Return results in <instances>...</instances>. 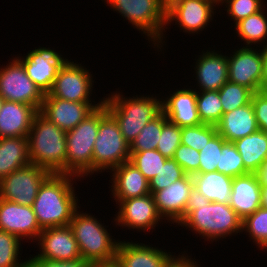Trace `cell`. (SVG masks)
<instances>
[{"label": "cell", "instance_id": "obj_26", "mask_svg": "<svg viewBox=\"0 0 267 267\" xmlns=\"http://www.w3.org/2000/svg\"><path fill=\"white\" fill-rule=\"evenodd\" d=\"M216 128L217 133L228 142H234L257 132L259 128L252 103L224 113Z\"/></svg>", "mask_w": 267, "mask_h": 267}, {"label": "cell", "instance_id": "obj_40", "mask_svg": "<svg viewBox=\"0 0 267 267\" xmlns=\"http://www.w3.org/2000/svg\"><path fill=\"white\" fill-rule=\"evenodd\" d=\"M181 144V127L169 121L163 113V127L159 142L158 150L164 157L173 158L175 150Z\"/></svg>", "mask_w": 267, "mask_h": 267}, {"label": "cell", "instance_id": "obj_17", "mask_svg": "<svg viewBox=\"0 0 267 267\" xmlns=\"http://www.w3.org/2000/svg\"><path fill=\"white\" fill-rule=\"evenodd\" d=\"M217 3L218 0H178L167 9V26L175 20L184 32H200L213 19Z\"/></svg>", "mask_w": 267, "mask_h": 267}, {"label": "cell", "instance_id": "obj_22", "mask_svg": "<svg viewBox=\"0 0 267 267\" xmlns=\"http://www.w3.org/2000/svg\"><path fill=\"white\" fill-rule=\"evenodd\" d=\"M162 101V112L166 118L179 127L202 124L196 105V91L180 89Z\"/></svg>", "mask_w": 267, "mask_h": 267}, {"label": "cell", "instance_id": "obj_20", "mask_svg": "<svg viewBox=\"0 0 267 267\" xmlns=\"http://www.w3.org/2000/svg\"><path fill=\"white\" fill-rule=\"evenodd\" d=\"M176 257L149 245L120 241L116 260L122 267H168Z\"/></svg>", "mask_w": 267, "mask_h": 267}, {"label": "cell", "instance_id": "obj_18", "mask_svg": "<svg viewBox=\"0 0 267 267\" xmlns=\"http://www.w3.org/2000/svg\"><path fill=\"white\" fill-rule=\"evenodd\" d=\"M118 203L119 211L115 221L119 226L147 231L154 229L156 224H159L158 221L163 219L157 211L151 193Z\"/></svg>", "mask_w": 267, "mask_h": 267}, {"label": "cell", "instance_id": "obj_1", "mask_svg": "<svg viewBox=\"0 0 267 267\" xmlns=\"http://www.w3.org/2000/svg\"><path fill=\"white\" fill-rule=\"evenodd\" d=\"M73 177L51 173L41 184L32 207L42 229L70 224L73 214L79 208Z\"/></svg>", "mask_w": 267, "mask_h": 267}, {"label": "cell", "instance_id": "obj_50", "mask_svg": "<svg viewBox=\"0 0 267 267\" xmlns=\"http://www.w3.org/2000/svg\"><path fill=\"white\" fill-rule=\"evenodd\" d=\"M95 267H122L117 260L109 261L104 264L97 265Z\"/></svg>", "mask_w": 267, "mask_h": 267}, {"label": "cell", "instance_id": "obj_37", "mask_svg": "<svg viewBox=\"0 0 267 267\" xmlns=\"http://www.w3.org/2000/svg\"><path fill=\"white\" fill-rule=\"evenodd\" d=\"M21 240L15 235L0 230V267H26L27 261L20 262ZM20 262V263H19Z\"/></svg>", "mask_w": 267, "mask_h": 267}, {"label": "cell", "instance_id": "obj_3", "mask_svg": "<svg viewBox=\"0 0 267 267\" xmlns=\"http://www.w3.org/2000/svg\"><path fill=\"white\" fill-rule=\"evenodd\" d=\"M30 163L66 174V132L38 112L28 133Z\"/></svg>", "mask_w": 267, "mask_h": 267}, {"label": "cell", "instance_id": "obj_27", "mask_svg": "<svg viewBox=\"0 0 267 267\" xmlns=\"http://www.w3.org/2000/svg\"><path fill=\"white\" fill-rule=\"evenodd\" d=\"M194 196L208 200L229 204L233 178L218 171L196 173L192 175Z\"/></svg>", "mask_w": 267, "mask_h": 267}, {"label": "cell", "instance_id": "obj_13", "mask_svg": "<svg viewBox=\"0 0 267 267\" xmlns=\"http://www.w3.org/2000/svg\"><path fill=\"white\" fill-rule=\"evenodd\" d=\"M56 51L39 47L28 55L17 58L24 66L27 76L35 83L43 94H48L59 70L69 61Z\"/></svg>", "mask_w": 267, "mask_h": 267}, {"label": "cell", "instance_id": "obj_4", "mask_svg": "<svg viewBox=\"0 0 267 267\" xmlns=\"http://www.w3.org/2000/svg\"><path fill=\"white\" fill-rule=\"evenodd\" d=\"M115 92L103 98L107 112L116 120L124 139L131 143L149 121L162 112V101L157 97H123Z\"/></svg>", "mask_w": 267, "mask_h": 267}, {"label": "cell", "instance_id": "obj_45", "mask_svg": "<svg viewBox=\"0 0 267 267\" xmlns=\"http://www.w3.org/2000/svg\"><path fill=\"white\" fill-rule=\"evenodd\" d=\"M26 267H93L83 259L71 261H49L43 259H29Z\"/></svg>", "mask_w": 267, "mask_h": 267}, {"label": "cell", "instance_id": "obj_11", "mask_svg": "<svg viewBox=\"0 0 267 267\" xmlns=\"http://www.w3.org/2000/svg\"><path fill=\"white\" fill-rule=\"evenodd\" d=\"M81 64L68 61L58 72L47 95L71 102L92 103V75Z\"/></svg>", "mask_w": 267, "mask_h": 267}, {"label": "cell", "instance_id": "obj_21", "mask_svg": "<svg viewBox=\"0 0 267 267\" xmlns=\"http://www.w3.org/2000/svg\"><path fill=\"white\" fill-rule=\"evenodd\" d=\"M112 173V195L116 202L141 197L150 193L149 181L130 161L114 168Z\"/></svg>", "mask_w": 267, "mask_h": 267}, {"label": "cell", "instance_id": "obj_41", "mask_svg": "<svg viewBox=\"0 0 267 267\" xmlns=\"http://www.w3.org/2000/svg\"><path fill=\"white\" fill-rule=\"evenodd\" d=\"M225 142L226 140L217 133L207 144L203 146V149L199 151V173L216 171V167L219 165L222 145Z\"/></svg>", "mask_w": 267, "mask_h": 267}, {"label": "cell", "instance_id": "obj_51", "mask_svg": "<svg viewBox=\"0 0 267 267\" xmlns=\"http://www.w3.org/2000/svg\"><path fill=\"white\" fill-rule=\"evenodd\" d=\"M178 0H160V3L167 9H169Z\"/></svg>", "mask_w": 267, "mask_h": 267}, {"label": "cell", "instance_id": "obj_14", "mask_svg": "<svg viewBox=\"0 0 267 267\" xmlns=\"http://www.w3.org/2000/svg\"><path fill=\"white\" fill-rule=\"evenodd\" d=\"M151 194L160 216L179 225L183 221L189 201L194 196L192 176L186 175L168 187Z\"/></svg>", "mask_w": 267, "mask_h": 267}, {"label": "cell", "instance_id": "obj_39", "mask_svg": "<svg viewBox=\"0 0 267 267\" xmlns=\"http://www.w3.org/2000/svg\"><path fill=\"white\" fill-rule=\"evenodd\" d=\"M186 175L184 169L173 158H168L159 173L149 180L150 193L164 189Z\"/></svg>", "mask_w": 267, "mask_h": 267}, {"label": "cell", "instance_id": "obj_30", "mask_svg": "<svg viewBox=\"0 0 267 267\" xmlns=\"http://www.w3.org/2000/svg\"><path fill=\"white\" fill-rule=\"evenodd\" d=\"M264 10L263 8L258 13L250 15L234 25L238 36L247 43L246 46L267 42V17L264 15ZM263 47H267V43Z\"/></svg>", "mask_w": 267, "mask_h": 267}, {"label": "cell", "instance_id": "obj_10", "mask_svg": "<svg viewBox=\"0 0 267 267\" xmlns=\"http://www.w3.org/2000/svg\"><path fill=\"white\" fill-rule=\"evenodd\" d=\"M6 67L0 68V96L4 100L41 109L44 94L27 76L23 64L16 58Z\"/></svg>", "mask_w": 267, "mask_h": 267}, {"label": "cell", "instance_id": "obj_23", "mask_svg": "<svg viewBox=\"0 0 267 267\" xmlns=\"http://www.w3.org/2000/svg\"><path fill=\"white\" fill-rule=\"evenodd\" d=\"M229 205L242 220L261 207V185L254 173L233 178Z\"/></svg>", "mask_w": 267, "mask_h": 267}, {"label": "cell", "instance_id": "obj_38", "mask_svg": "<svg viewBox=\"0 0 267 267\" xmlns=\"http://www.w3.org/2000/svg\"><path fill=\"white\" fill-rule=\"evenodd\" d=\"M216 134L217 128L213 125L181 127V144L200 151Z\"/></svg>", "mask_w": 267, "mask_h": 267}, {"label": "cell", "instance_id": "obj_28", "mask_svg": "<svg viewBox=\"0 0 267 267\" xmlns=\"http://www.w3.org/2000/svg\"><path fill=\"white\" fill-rule=\"evenodd\" d=\"M29 163L27 137L0 138V181Z\"/></svg>", "mask_w": 267, "mask_h": 267}, {"label": "cell", "instance_id": "obj_8", "mask_svg": "<svg viewBox=\"0 0 267 267\" xmlns=\"http://www.w3.org/2000/svg\"><path fill=\"white\" fill-rule=\"evenodd\" d=\"M129 22L143 31L157 47L162 43L167 25V10L160 0H105ZM153 39V40H152ZM160 43V44H159Z\"/></svg>", "mask_w": 267, "mask_h": 267}, {"label": "cell", "instance_id": "obj_42", "mask_svg": "<svg viewBox=\"0 0 267 267\" xmlns=\"http://www.w3.org/2000/svg\"><path fill=\"white\" fill-rule=\"evenodd\" d=\"M263 0H218V4L226 3L227 13L235 24L263 9ZM228 4V5H227ZM228 6V7H227Z\"/></svg>", "mask_w": 267, "mask_h": 267}, {"label": "cell", "instance_id": "obj_16", "mask_svg": "<svg viewBox=\"0 0 267 267\" xmlns=\"http://www.w3.org/2000/svg\"><path fill=\"white\" fill-rule=\"evenodd\" d=\"M103 103H79L50 97L44 94L40 113L65 132L74 129L81 121Z\"/></svg>", "mask_w": 267, "mask_h": 267}, {"label": "cell", "instance_id": "obj_43", "mask_svg": "<svg viewBox=\"0 0 267 267\" xmlns=\"http://www.w3.org/2000/svg\"><path fill=\"white\" fill-rule=\"evenodd\" d=\"M199 151L180 144L175 150L173 159L184 169L187 175L199 173Z\"/></svg>", "mask_w": 267, "mask_h": 267}, {"label": "cell", "instance_id": "obj_7", "mask_svg": "<svg viewBox=\"0 0 267 267\" xmlns=\"http://www.w3.org/2000/svg\"><path fill=\"white\" fill-rule=\"evenodd\" d=\"M130 153V143L124 139L116 120L106 110L100 116L94 142L93 174L108 169L112 171L122 163L130 161Z\"/></svg>", "mask_w": 267, "mask_h": 267}, {"label": "cell", "instance_id": "obj_49", "mask_svg": "<svg viewBox=\"0 0 267 267\" xmlns=\"http://www.w3.org/2000/svg\"><path fill=\"white\" fill-rule=\"evenodd\" d=\"M261 207L267 208V186H261Z\"/></svg>", "mask_w": 267, "mask_h": 267}, {"label": "cell", "instance_id": "obj_12", "mask_svg": "<svg viewBox=\"0 0 267 267\" xmlns=\"http://www.w3.org/2000/svg\"><path fill=\"white\" fill-rule=\"evenodd\" d=\"M259 51L244 46L228 56V81L246 86L254 93L262 91L264 47Z\"/></svg>", "mask_w": 267, "mask_h": 267}, {"label": "cell", "instance_id": "obj_44", "mask_svg": "<svg viewBox=\"0 0 267 267\" xmlns=\"http://www.w3.org/2000/svg\"><path fill=\"white\" fill-rule=\"evenodd\" d=\"M251 103L259 130L267 132V91L253 93Z\"/></svg>", "mask_w": 267, "mask_h": 267}, {"label": "cell", "instance_id": "obj_32", "mask_svg": "<svg viewBox=\"0 0 267 267\" xmlns=\"http://www.w3.org/2000/svg\"><path fill=\"white\" fill-rule=\"evenodd\" d=\"M223 114L251 102L253 91L246 86L227 81L219 90Z\"/></svg>", "mask_w": 267, "mask_h": 267}, {"label": "cell", "instance_id": "obj_9", "mask_svg": "<svg viewBox=\"0 0 267 267\" xmlns=\"http://www.w3.org/2000/svg\"><path fill=\"white\" fill-rule=\"evenodd\" d=\"M50 174L33 163L20 167L0 181V198L33 206L41 184Z\"/></svg>", "mask_w": 267, "mask_h": 267}, {"label": "cell", "instance_id": "obj_5", "mask_svg": "<svg viewBox=\"0 0 267 267\" xmlns=\"http://www.w3.org/2000/svg\"><path fill=\"white\" fill-rule=\"evenodd\" d=\"M79 212L78 209L75 211L69 226L82 259L93 267L116 260L119 241L112 239L105 226L94 216Z\"/></svg>", "mask_w": 267, "mask_h": 267}, {"label": "cell", "instance_id": "obj_15", "mask_svg": "<svg viewBox=\"0 0 267 267\" xmlns=\"http://www.w3.org/2000/svg\"><path fill=\"white\" fill-rule=\"evenodd\" d=\"M40 253L30 259L71 261L82 259L78 243L69 225L49 227L38 236ZM40 243V244H39Z\"/></svg>", "mask_w": 267, "mask_h": 267}, {"label": "cell", "instance_id": "obj_29", "mask_svg": "<svg viewBox=\"0 0 267 267\" xmlns=\"http://www.w3.org/2000/svg\"><path fill=\"white\" fill-rule=\"evenodd\" d=\"M233 143L241 155L244 168L248 173H254L267 158V133L264 131L258 130Z\"/></svg>", "mask_w": 267, "mask_h": 267}, {"label": "cell", "instance_id": "obj_25", "mask_svg": "<svg viewBox=\"0 0 267 267\" xmlns=\"http://www.w3.org/2000/svg\"><path fill=\"white\" fill-rule=\"evenodd\" d=\"M195 71L200 91L219 90L228 81V56L207 50L197 59Z\"/></svg>", "mask_w": 267, "mask_h": 267}, {"label": "cell", "instance_id": "obj_6", "mask_svg": "<svg viewBox=\"0 0 267 267\" xmlns=\"http://www.w3.org/2000/svg\"><path fill=\"white\" fill-rule=\"evenodd\" d=\"M107 110L102 103L74 129L66 132V174L83 177L93 173V150L100 116Z\"/></svg>", "mask_w": 267, "mask_h": 267}, {"label": "cell", "instance_id": "obj_52", "mask_svg": "<svg viewBox=\"0 0 267 267\" xmlns=\"http://www.w3.org/2000/svg\"><path fill=\"white\" fill-rule=\"evenodd\" d=\"M3 104H4V99L0 96V111L2 109Z\"/></svg>", "mask_w": 267, "mask_h": 267}, {"label": "cell", "instance_id": "obj_46", "mask_svg": "<svg viewBox=\"0 0 267 267\" xmlns=\"http://www.w3.org/2000/svg\"><path fill=\"white\" fill-rule=\"evenodd\" d=\"M187 257L188 255L178 256L168 265V267H198V264L191 260V257Z\"/></svg>", "mask_w": 267, "mask_h": 267}, {"label": "cell", "instance_id": "obj_47", "mask_svg": "<svg viewBox=\"0 0 267 267\" xmlns=\"http://www.w3.org/2000/svg\"><path fill=\"white\" fill-rule=\"evenodd\" d=\"M254 174L261 186H267V158L261 163Z\"/></svg>", "mask_w": 267, "mask_h": 267}, {"label": "cell", "instance_id": "obj_2", "mask_svg": "<svg viewBox=\"0 0 267 267\" xmlns=\"http://www.w3.org/2000/svg\"><path fill=\"white\" fill-rule=\"evenodd\" d=\"M197 232L211 241L242 231V219L229 204L209 202L193 196L180 226Z\"/></svg>", "mask_w": 267, "mask_h": 267}, {"label": "cell", "instance_id": "obj_48", "mask_svg": "<svg viewBox=\"0 0 267 267\" xmlns=\"http://www.w3.org/2000/svg\"><path fill=\"white\" fill-rule=\"evenodd\" d=\"M262 90L267 91V47H264V52H263Z\"/></svg>", "mask_w": 267, "mask_h": 267}, {"label": "cell", "instance_id": "obj_34", "mask_svg": "<svg viewBox=\"0 0 267 267\" xmlns=\"http://www.w3.org/2000/svg\"><path fill=\"white\" fill-rule=\"evenodd\" d=\"M246 231L258 247L267 250V208L260 207L242 220V231Z\"/></svg>", "mask_w": 267, "mask_h": 267}, {"label": "cell", "instance_id": "obj_24", "mask_svg": "<svg viewBox=\"0 0 267 267\" xmlns=\"http://www.w3.org/2000/svg\"><path fill=\"white\" fill-rule=\"evenodd\" d=\"M37 113L31 105L4 100L0 111V138L27 137Z\"/></svg>", "mask_w": 267, "mask_h": 267}, {"label": "cell", "instance_id": "obj_36", "mask_svg": "<svg viewBox=\"0 0 267 267\" xmlns=\"http://www.w3.org/2000/svg\"><path fill=\"white\" fill-rule=\"evenodd\" d=\"M216 171L232 178L248 173L244 168L242 157L233 142L226 141L222 145L219 165H217Z\"/></svg>", "mask_w": 267, "mask_h": 267}, {"label": "cell", "instance_id": "obj_33", "mask_svg": "<svg viewBox=\"0 0 267 267\" xmlns=\"http://www.w3.org/2000/svg\"><path fill=\"white\" fill-rule=\"evenodd\" d=\"M163 127V112L148 122L138 136L130 143V152H140L157 148Z\"/></svg>", "mask_w": 267, "mask_h": 267}, {"label": "cell", "instance_id": "obj_31", "mask_svg": "<svg viewBox=\"0 0 267 267\" xmlns=\"http://www.w3.org/2000/svg\"><path fill=\"white\" fill-rule=\"evenodd\" d=\"M196 105L202 124L216 126L223 115L218 90L197 91Z\"/></svg>", "mask_w": 267, "mask_h": 267}, {"label": "cell", "instance_id": "obj_35", "mask_svg": "<svg viewBox=\"0 0 267 267\" xmlns=\"http://www.w3.org/2000/svg\"><path fill=\"white\" fill-rule=\"evenodd\" d=\"M167 159L156 149L130 153V162L148 181L159 173Z\"/></svg>", "mask_w": 267, "mask_h": 267}, {"label": "cell", "instance_id": "obj_19", "mask_svg": "<svg viewBox=\"0 0 267 267\" xmlns=\"http://www.w3.org/2000/svg\"><path fill=\"white\" fill-rule=\"evenodd\" d=\"M0 230L22 240L37 238L43 230L37 221L32 206L20 205L0 198Z\"/></svg>", "mask_w": 267, "mask_h": 267}]
</instances>
